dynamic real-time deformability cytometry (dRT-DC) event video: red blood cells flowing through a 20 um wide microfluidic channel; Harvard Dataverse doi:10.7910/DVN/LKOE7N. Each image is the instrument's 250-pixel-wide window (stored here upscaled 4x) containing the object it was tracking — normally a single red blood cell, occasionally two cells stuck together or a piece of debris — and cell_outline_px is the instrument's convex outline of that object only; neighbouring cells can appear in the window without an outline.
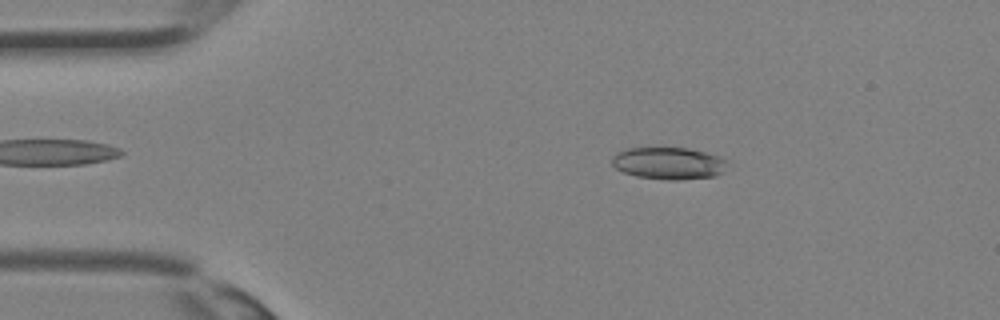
{"species": "Egyptian fruit bat (a non-hibernating species)", "species_latin": "Rousettus aegyptiacus", "temperature_condition": "room temperature", "stored_images_in_passage": 35, "camera_frame_rate_fps": 3000, "um_per_image_px": 0.085, "animal": {"sex": "female"}, "frame": {"image": 1, "passage_image": 6, "time_ms": 1.667, "image_size_px": [1000, 320], "cell_outline_px": [[728, 160], [724, 172], [716, 176], [680, 180], [668, 180], [636, 176], [624, 172], [616, 168], [612, 164], [612, 156], [616, 152], [624, 148], [688, 148], [720, 156]], "centroid_in_image_um": [56.85, 13.88], "position_along_channel_um": 28.2, "area_um2": 21.79}}
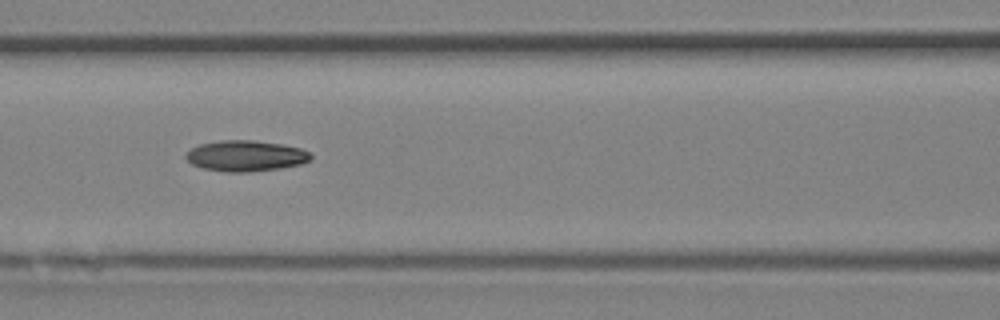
{"frame": {"image": 2, "passage_image": 15, "time_ms": 4.667, "image_size_px": [1000, 320], "cell_outline_px": [[312, 160], [300, 164], [280, 168], [248, 172], [224, 172], [204, 168], [192, 164], [184, 156], [192, 148], [200, 144], [220, 140], [252, 140], [280, 144], [300, 148], [308, 152], [312, 156]], "centroid_in_image_um": [20.89, 13.25], "position_along_channel_um": 145.7, "area_um2": 22.31}}
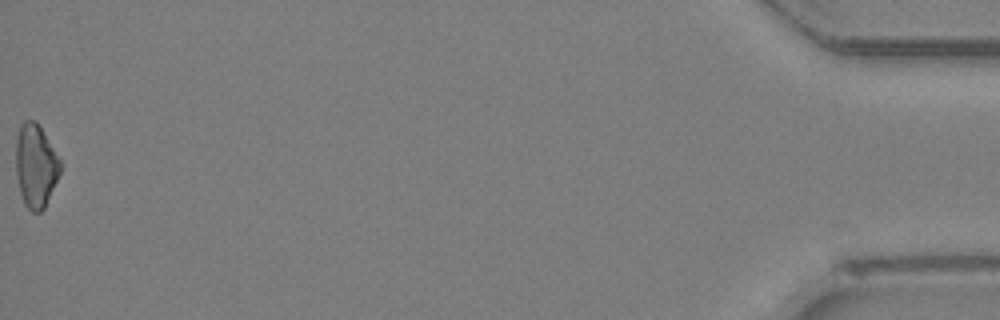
{"frame": {"image": 3, "passage_image": 35, "time_ms": 11.333, "image_size_px": [1000, 320], "cell_outline_px": [[60, 172], [44, 208], [40, 212], [32, 212], [24, 204], [20, 192], [16, 172], [16, 140], [20, 124], [24, 120], [36, 120], [60, 160]], "centroid_in_image_um": [3.01, 14.08], "position_along_channel_um": 432.2, "area_um2": 21.27}}